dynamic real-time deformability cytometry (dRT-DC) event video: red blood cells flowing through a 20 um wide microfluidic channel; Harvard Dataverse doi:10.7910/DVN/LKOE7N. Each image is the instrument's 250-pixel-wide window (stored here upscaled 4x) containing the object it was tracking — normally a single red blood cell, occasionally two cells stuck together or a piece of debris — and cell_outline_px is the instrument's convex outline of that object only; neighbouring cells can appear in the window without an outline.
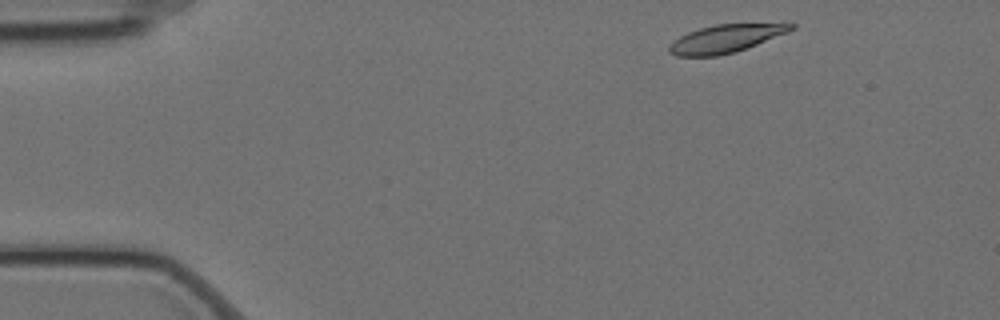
{"species": "Egyptian fruit bat (a non-hibernating species)", "species_latin": "Rousettus aegyptiacus", "temperature_condition": "cold", "stored_images_in_passage": 26, "camera_frame_rate_fps": 3000, "um_per_image_px": 0.085, "animal": {"sex": "female"}, "frame": {"image": 1, "passage_image": 2, "time_ms": 0.333, "image_size_px": [1000, 320], "cell_outline_px": [[796, 28], [788, 32], [736, 52], [716, 56], [676, 56], [668, 52], [668, 44], [680, 36], [688, 32], [700, 28], [716, 24], [796, 24]], "centroid_in_image_um": [61.63, 3.3], "position_along_channel_um": 23.4, "area_um2": 19.71}}
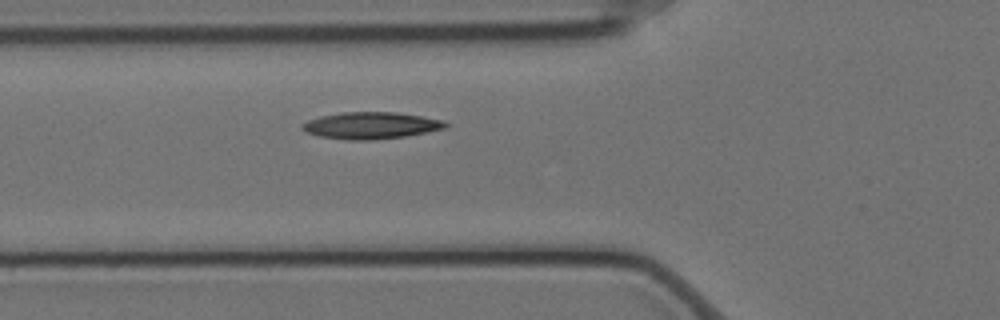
{"frame": {"image": 2, "passage_image": 15, "time_ms": 4.667, "image_size_px": [1000, 320], "cell_outline_px": [[448, 128], [404, 136], [372, 140], [348, 140], [320, 136], [304, 132], [300, 128], [300, 124], [308, 120], [320, 116], [344, 112], [396, 112], [444, 120], [448, 124]], "centroid_in_image_um": [31.5, 10.66], "position_along_channel_um": 94.3, "area_um2": 22.43}}
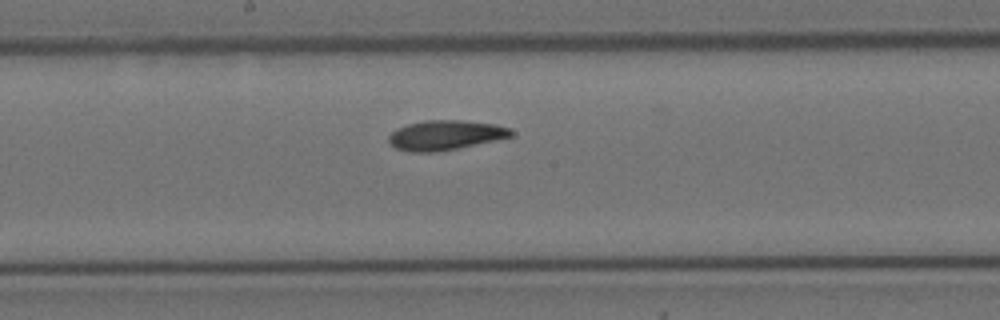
{"frame": {"image": 3, "passage_image": 25, "time_ms": 8.0, "image_size_px": [1000, 320], "cell_outline_px": [[512, 136], [456, 148], [436, 152], [408, 152], [396, 148], [388, 140], [388, 136], [396, 128], [408, 124], [424, 120], [460, 120], [492, 124], [508, 128], [512, 132]], "centroid_in_image_um": [37.77, 11.48], "position_along_channel_um": 210.4, "area_um2": 20.81}}